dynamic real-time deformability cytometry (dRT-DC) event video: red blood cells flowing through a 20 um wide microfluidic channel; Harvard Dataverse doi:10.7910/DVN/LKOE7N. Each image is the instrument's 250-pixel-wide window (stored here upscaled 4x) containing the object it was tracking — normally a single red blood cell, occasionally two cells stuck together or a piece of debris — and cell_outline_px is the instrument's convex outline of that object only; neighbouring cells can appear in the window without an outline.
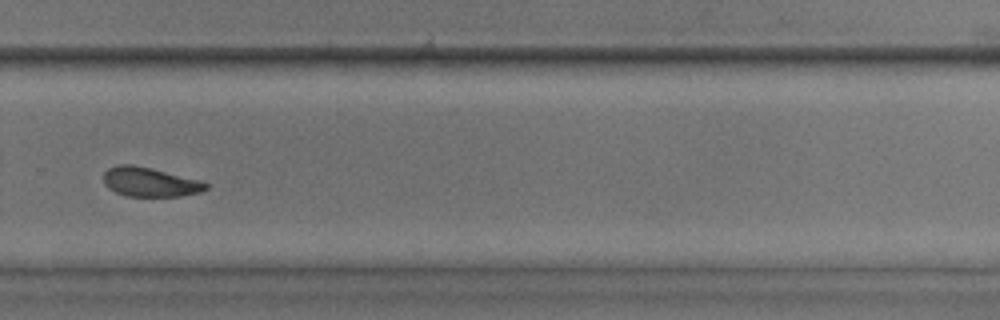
{"species": "common noctule bat (a hibernating species)", "species_latin": "Nyctalus noctula", "temperature_condition": "room temperature", "stored_images_in_passage": 31, "camera_frame_rate_fps": 3000, "um_per_image_px": 0.085, "animal": {"sex": "male", "body_mass_g": 17.9, "forearm_length_mm": 54.2}, "frame": {"image": 1, "passage_image": 18, "time_ms": 5.667, "image_size_px": [1000, 320], "cell_outline_px": [[208, 188], [200, 192], [180, 196], [128, 196], [116, 192], [108, 188], [104, 184], [104, 172], [108, 168], [116, 164], [132, 164], [152, 168], [200, 180], [208, 184]], "centroid_in_image_um": [12.72, 15.46], "position_along_channel_um": 317.1, "area_um2": 17.51}}
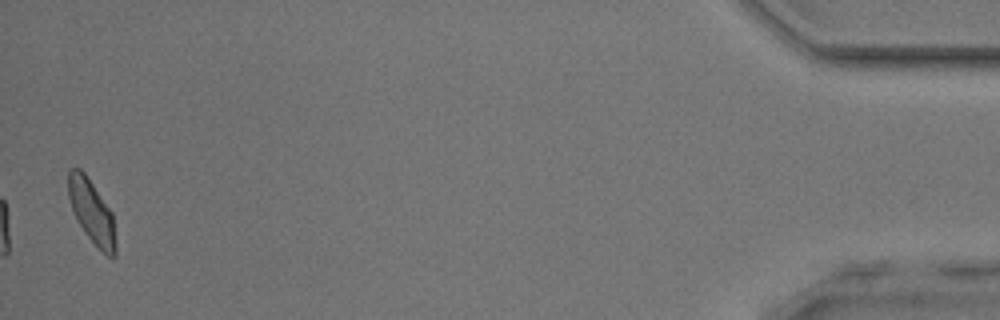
{"frame": {"image": 2, "passage_image": 31, "time_ms": 10.0, "image_size_px": [1000, 320], "cell_outline_px": [[116, 256], [108, 256], [84, 232], [76, 220], [68, 196], [68, 168], [80, 168], [84, 172], [112, 212], [116, 240]], "centroid_in_image_um": [7.79, 17.97], "position_along_channel_um": 427.4, "area_um2": 17.34}}